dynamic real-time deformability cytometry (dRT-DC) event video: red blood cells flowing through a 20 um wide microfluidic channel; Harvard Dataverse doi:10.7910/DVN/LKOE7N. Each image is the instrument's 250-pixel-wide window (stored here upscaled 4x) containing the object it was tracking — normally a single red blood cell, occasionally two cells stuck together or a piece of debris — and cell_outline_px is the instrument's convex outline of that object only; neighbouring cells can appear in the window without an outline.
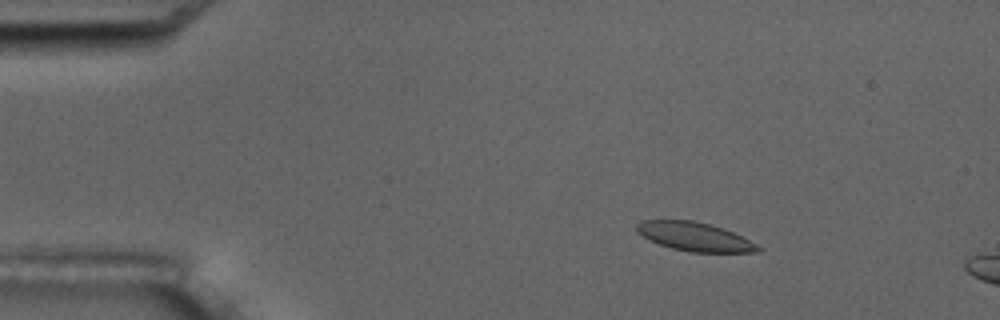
{"species": "common noctule bat (a hibernating species)", "species_latin": "Nyctalus noctula", "temperature_condition": "room temperature", "stored_images_in_passage": 5, "camera_frame_rate_fps": 3000, "um_per_image_px": 0.085, "animal": {"sex": "male", "body_mass_g": 17.5, "forearm_length_mm": 52.3}, "frame": {"image": 1, "passage_image": 3, "time_ms": 2.333, "image_size_px": [1000, 320], "cell_outline_px": [[764, 248], [760, 252], [692, 252], [672, 248], [648, 240], [636, 232], [636, 224], [644, 220], [692, 220], [724, 228]], "centroid_in_image_um": [59.03, 20.12], "position_along_channel_um": 26.0, "area_um2": 20.23}}